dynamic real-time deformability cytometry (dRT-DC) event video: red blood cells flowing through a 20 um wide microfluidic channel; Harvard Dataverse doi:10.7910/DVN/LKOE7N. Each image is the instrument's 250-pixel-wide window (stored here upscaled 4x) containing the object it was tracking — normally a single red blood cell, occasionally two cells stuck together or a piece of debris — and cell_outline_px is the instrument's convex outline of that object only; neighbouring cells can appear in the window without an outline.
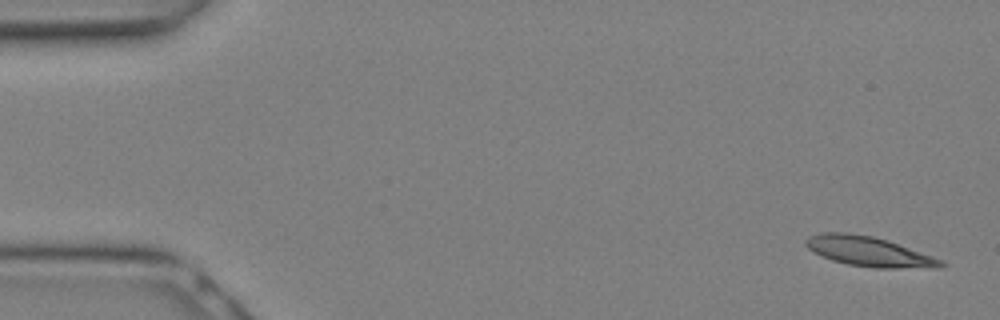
{"species": "Egyptian fruit bat (a non-hibernating species)", "species_latin": "Rousettus aegyptiacus", "temperature_condition": "warm", "stored_images_in_passage": 10, "camera_frame_rate_fps": 3000, "um_per_image_px": 0.085, "animal": {"sex": "female"}, "frame": {"image": 1, "passage_image": 1, "time_ms": 0.0, "image_size_px": [1000, 320], "cell_outline_px": [[948, 264], [940, 268], [876, 268], [848, 264], [832, 260], [820, 256], [808, 248], [804, 244], [804, 240], [808, 236], [820, 232], [848, 232], [872, 236], [888, 240], [944, 260]], "centroid_in_image_um": [73.87, 21.37], "position_along_channel_um": 11.1, "area_um2": 23.81}}
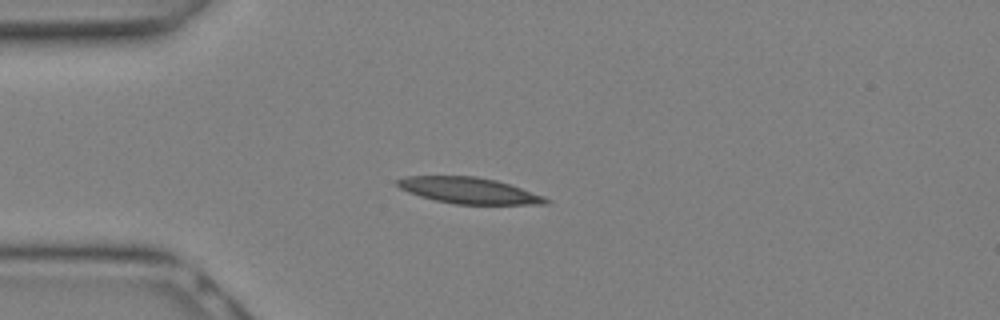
{"frame": {"image": 2, "passage_image": 7, "time_ms": 2.0, "image_size_px": [1000, 320], "cell_outline_px": [[552, 200], [548, 204], [456, 204], [436, 200], [420, 196], [408, 192], [400, 188], [396, 184], [396, 180], [408, 176], [476, 176], [496, 180], [544, 196]], "centroid_in_image_um": [39.86, 16.19], "position_along_channel_um": 45.1, "area_um2": 22.43}}